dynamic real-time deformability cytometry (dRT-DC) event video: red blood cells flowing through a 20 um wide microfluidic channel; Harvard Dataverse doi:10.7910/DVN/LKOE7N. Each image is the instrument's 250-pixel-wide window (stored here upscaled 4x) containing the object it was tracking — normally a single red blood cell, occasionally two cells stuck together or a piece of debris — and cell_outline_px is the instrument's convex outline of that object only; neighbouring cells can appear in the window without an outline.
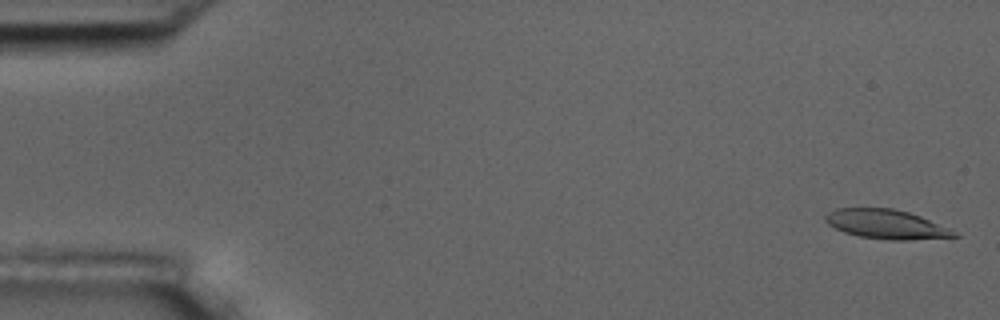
{"species": "common noctule bat (a hibernating species)", "species_latin": "Nyctalus noctula", "temperature_condition": "room temperature", "stored_images_in_passage": 56, "camera_frame_rate_fps": 3000, "um_per_image_px": 0.085, "animal": {"sex": "male", "body_mass_g": 17.5, "forearm_length_mm": 52.3}, "frame": {"image": 1, "passage_image": 2, "time_ms": 0.333, "image_size_px": [1000, 320], "cell_outline_px": [[960, 236], [908, 240], [892, 240], [860, 236], [844, 232], [828, 224], [824, 220], [824, 216], [828, 212], [836, 208], [892, 208], [908, 212], [920, 216], [956, 232]], "centroid_in_image_um": [75.29, 19.05], "position_along_channel_um": 9.7, "area_um2": 21.68}}
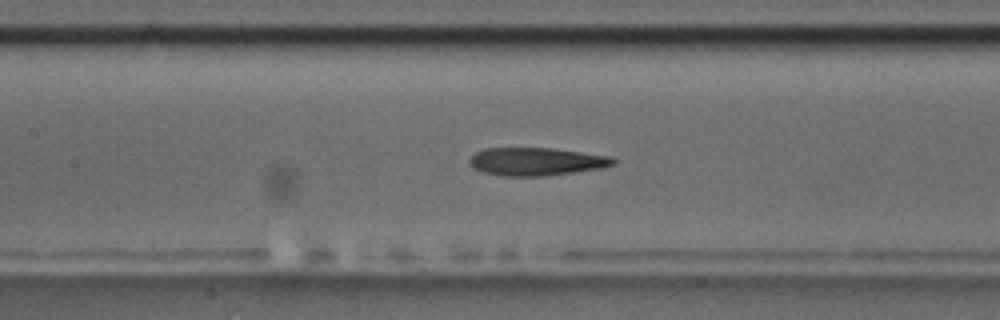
{"frame": {"image": 2, "passage_image": 26, "time_ms": 8.333, "image_size_px": [1000, 320], "cell_outline_px": [[616, 164], [600, 168], [544, 176], [500, 176], [484, 172], [472, 168], [468, 160], [476, 152], [484, 148], [552, 148], [612, 156], [616, 160]], "centroid_in_image_um": [45.57, 13.73], "position_along_channel_um": 161.8, "area_um2": 23.47}}
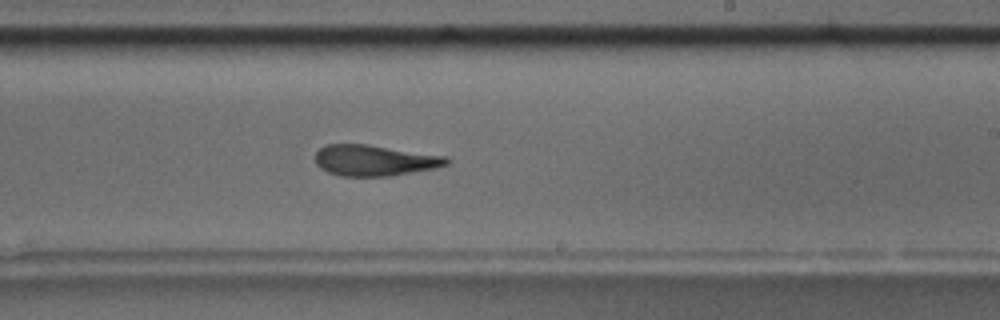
{"frame": {"image": 3, "passage_image": 34, "time_ms": 11.0, "image_size_px": [1000, 320], "cell_outline_px": [[448, 164], [436, 168], [392, 176], [340, 176], [328, 172], [320, 168], [316, 164], [316, 152], [324, 144], [368, 144], [448, 156]], "centroid_in_image_um": [31.84, 13.63], "position_along_channel_um": 257.2, "area_um2": 23.87}, "authors_computed_cell_mechanics": {"area_um2": 23.698, "velocity_mm_per_s": 3.5964, "shape_relaxation_time_tau1_ms": 6.2492, "shape_relaxation_time_tau2_ms": 1.2319, "deformation_change_tau1": 0.231, "deformation_change_tau2": 0.1115}}